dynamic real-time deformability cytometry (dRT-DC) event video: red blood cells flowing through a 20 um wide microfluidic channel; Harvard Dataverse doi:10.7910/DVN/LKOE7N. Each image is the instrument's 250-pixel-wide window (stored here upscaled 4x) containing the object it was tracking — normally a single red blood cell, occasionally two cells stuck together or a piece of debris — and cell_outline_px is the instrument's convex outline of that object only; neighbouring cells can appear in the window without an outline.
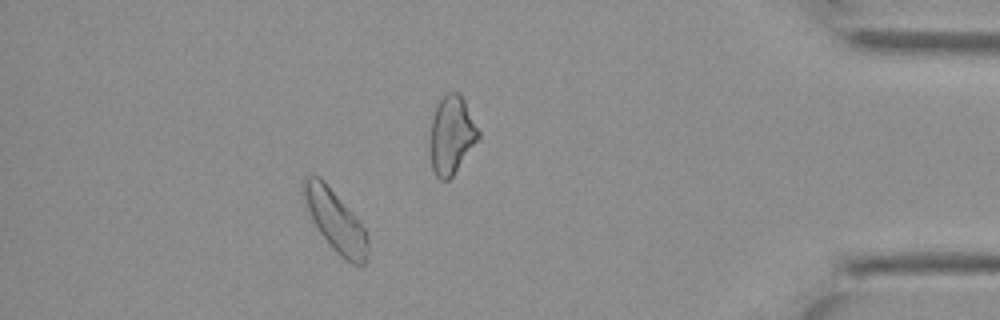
{"species": "Egyptian fruit bat (a non-hibernating species)", "species_latin": "Rousettus aegyptiacus", "temperature_condition": "cold", "stored_images_in_passage": 33, "camera_frame_rate_fps": 3000, "um_per_image_px": 0.085, "animal": {"sex": "female"}, "frame": {"image": 1, "passage_image": 28, "time_ms": 9.0, "image_size_px": [1000, 320], "cell_outline_px": [[368, 260], [360, 268], [352, 264], [340, 256], [332, 248], [320, 232], [312, 220], [308, 212], [300, 192], [300, 184], [304, 176], [320, 176], [324, 180], [352, 212], [364, 228], [368, 236]], "centroid_in_image_um": [28.48, 18.76], "position_along_channel_um": 406.7, "area_um2": 23.41}}